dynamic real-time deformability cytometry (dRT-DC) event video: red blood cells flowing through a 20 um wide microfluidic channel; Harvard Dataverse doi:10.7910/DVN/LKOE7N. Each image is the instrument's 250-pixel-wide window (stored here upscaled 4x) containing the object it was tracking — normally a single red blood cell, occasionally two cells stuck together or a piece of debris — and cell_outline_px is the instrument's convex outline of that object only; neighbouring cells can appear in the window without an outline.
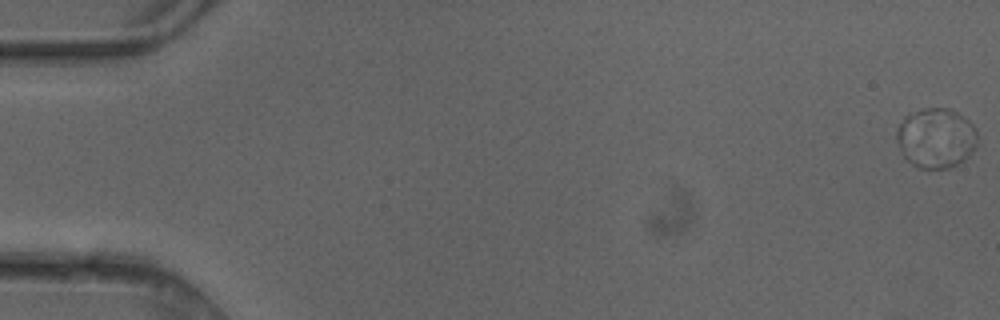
{"species": "common noctule bat (a hibernating species)", "species_latin": "Nyctalus noctula", "temperature_condition": "cold", "stored_images_in_passage": 5, "camera_frame_rate_fps": 3000, "um_per_image_px": 0.085, "animal": {"sex": "female"}, "frame": {"image": 1, "passage_image": 1, "time_ms": 0.0, "image_size_px": [1000, 320], "cell_outline_px": [[976, 148], [964, 160], [948, 168], [920, 168], [912, 164], [900, 152], [896, 140], [896, 128], [904, 116], [920, 108], [948, 108], [956, 112], [968, 120], [976, 128]], "centroid_in_image_um": [79.53, 11.72], "position_along_channel_um": 5.5, "area_um2": 28.38}}
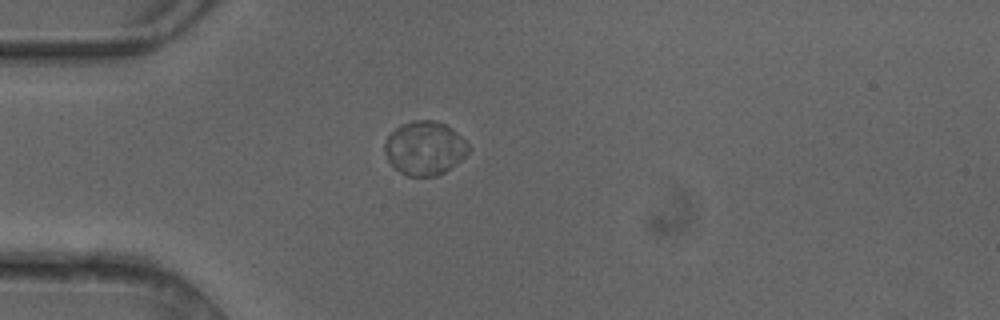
{"frame": {"image": 2, "passage_image": 5, "time_ms": 1.333, "image_size_px": [1000, 320], "cell_outline_px": [[468, 152], [456, 164], [444, 172], [436, 176], [408, 176], [400, 172], [388, 160], [384, 152], [384, 144], [388, 136], [400, 124], [412, 120], [436, 120], [452, 128], [468, 144]], "centroid_in_image_um": [36.08, 12.58], "position_along_channel_um": 48.9, "area_um2": 26.13}}